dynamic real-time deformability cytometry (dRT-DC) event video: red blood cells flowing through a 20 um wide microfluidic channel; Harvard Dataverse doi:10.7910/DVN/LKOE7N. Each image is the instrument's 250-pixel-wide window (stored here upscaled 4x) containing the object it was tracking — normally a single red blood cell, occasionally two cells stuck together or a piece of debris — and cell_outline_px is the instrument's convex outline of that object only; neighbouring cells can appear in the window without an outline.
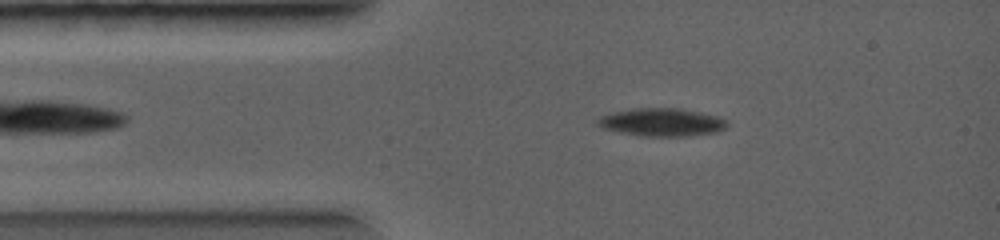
{"species": "common noctule bat (a hibernating species)", "species_latin": "Nyctalus noctula", "temperature_condition": "warm", "stored_images_in_passage": 20, "camera_frame_rate_fps": 5000, "um_per_image_px": 0.085, "animal": {"sex": "female", "body_mass_g": 19.0, "forearm_length_mm": 56.7}, "frame": {"image": 1, "passage_image": 5, "time_ms": 1.2, "image_size_px": [1000, 240], "cell_outline_px": [[728, 128], [720, 132], [688, 136], [640, 136], [600, 128], [596, 124], [596, 120], [600, 116], [612, 112], [632, 108], [680, 108], [720, 116], [728, 120]], "centroid_in_image_um": [56.29, 10.39], "position_along_channel_um": 28.7, "area_um2": 21.62}}
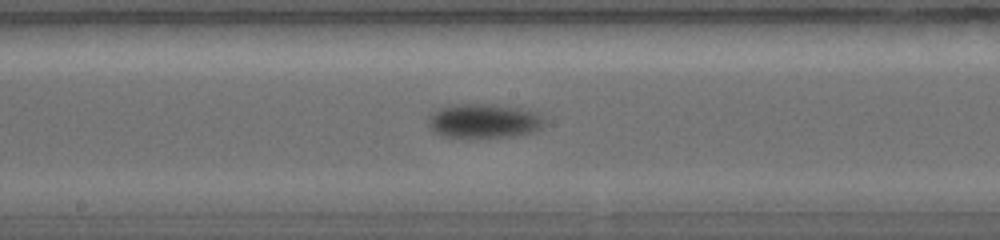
{"frame": {"image": 2, "passage_image": 15, "time_ms": 4.6, "image_size_px": [1000, 240], "cell_outline_px": [[544, 124], [540, 128], [532, 132], [512, 136], [444, 136], [436, 132], [428, 124], [428, 116], [440, 108], [464, 104], [480, 104], [520, 108], [536, 112], [544, 120]], "centroid_in_image_um": [41.14, 10.27], "position_along_channel_um": 207.1, "area_um2": 22.31}}
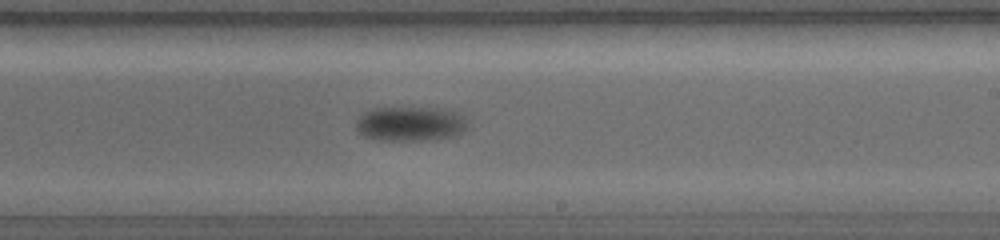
{"frame": {"image": 3, "passage_image": 17, "time_ms": 5.4, "image_size_px": [1000, 240], "cell_outline_px": [[464, 128], [456, 136], [420, 140], [376, 140], [364, 136], [356, 128], [356, 120], [360, 116], [376, 108], [440, 108], [464, 116]], "centroid_in_image_um": [34.82, 10.53], "position_along_channel_um": 254.2, "area_um2": 21.91}}